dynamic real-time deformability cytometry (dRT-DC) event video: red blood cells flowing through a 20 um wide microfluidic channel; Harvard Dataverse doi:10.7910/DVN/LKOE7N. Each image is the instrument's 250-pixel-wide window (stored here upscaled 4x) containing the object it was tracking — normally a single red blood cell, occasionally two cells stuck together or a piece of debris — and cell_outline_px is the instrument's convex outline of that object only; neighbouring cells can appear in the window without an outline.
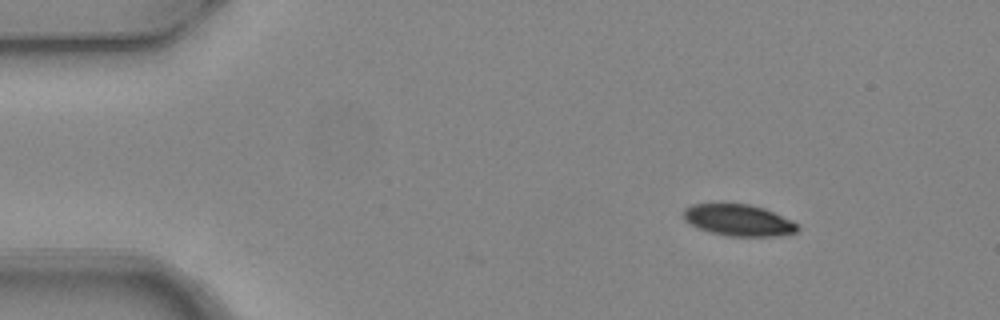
{"species": "common noctule bat (a hibernating species)", "species_latin": "Nyctalus noctula", "temperature_condition": "warm", "stored_images_in_passage": 3, "camera_frame_rate_fps": 3000, "um_per_image_px": 0.085, "animal": {"sex": "female", "body_mass_g": 24.6, "forearm_length_mm": 56.2}, "frame": {"image": 1, "passage_image": 1, "time_ms": 0.0, "image_size_px": [1000, 320], "cell_outline_px": [[800, 228], [796, 232], [776, 236], [728, 236], [712, 232], [700, 228], [684, 220], [684, 208], [692, 204], [748, 204], [764, 208], [792, 220], [800, 224]], "centroid_in_image_um": [62.82, 18.71], "position_along_channel_um": 22.2, "area_um2": 20.81}}